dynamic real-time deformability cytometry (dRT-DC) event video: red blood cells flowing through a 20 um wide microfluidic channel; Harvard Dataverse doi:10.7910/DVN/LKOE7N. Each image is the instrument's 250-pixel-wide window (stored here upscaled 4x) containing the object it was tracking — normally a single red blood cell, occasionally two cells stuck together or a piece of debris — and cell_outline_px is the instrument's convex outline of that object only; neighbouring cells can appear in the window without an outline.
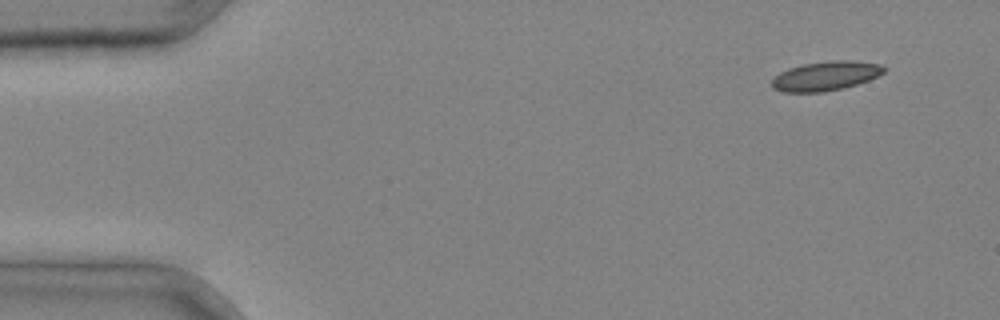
{"species": "common noctule bat (a hibernating species)", "species_latin": "Nyctalus noctula", "temperature_condition": "cold", "stored_images_in_passage": 3, "camera_frame_rate_fps": 3000, "um_per_image_px": 0.085, "animal": {"sex": "male", "body_mass_g": 20.4}, "frame": {"image": 1, "passage_image": 1, "time_ms": 0.0, "image_size_px": [1000, 320], "cell_outline_px": [[888, 68], [884, 72], [868, 80], [856, 84], [824, 92], [784, 92], [772, 88], [772, 80], [780, 72], [788, 68], [804, 64], [832, 60], [848, 60], [880, 64]], "centroid_in_image_um": [70.17, 6.45], "position_along_channel_um": 14.8, "area_um2": 18.96}}
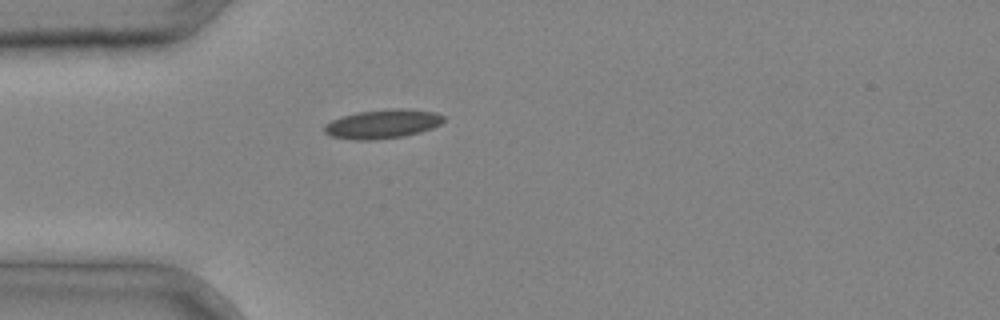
{"frame": {"image": 2, "passage_image": 3, "time_ms": 0.667, "image_size_px": [1000, 320], "cell_outline_px": [[444, 120], [440, 124], [432, 128], [420, 132], [404, 136], [376, 140], [352, 140], [332, 136], [324, 132], [324, 124], [332, 120], [344, 116], [360, 112], [400, 108], [436, 112], [444, 116]], "centroid_in_image_um": [32.53, 10.55], "position_along_channel_um": 52.5, "area_um2": 20.0}}